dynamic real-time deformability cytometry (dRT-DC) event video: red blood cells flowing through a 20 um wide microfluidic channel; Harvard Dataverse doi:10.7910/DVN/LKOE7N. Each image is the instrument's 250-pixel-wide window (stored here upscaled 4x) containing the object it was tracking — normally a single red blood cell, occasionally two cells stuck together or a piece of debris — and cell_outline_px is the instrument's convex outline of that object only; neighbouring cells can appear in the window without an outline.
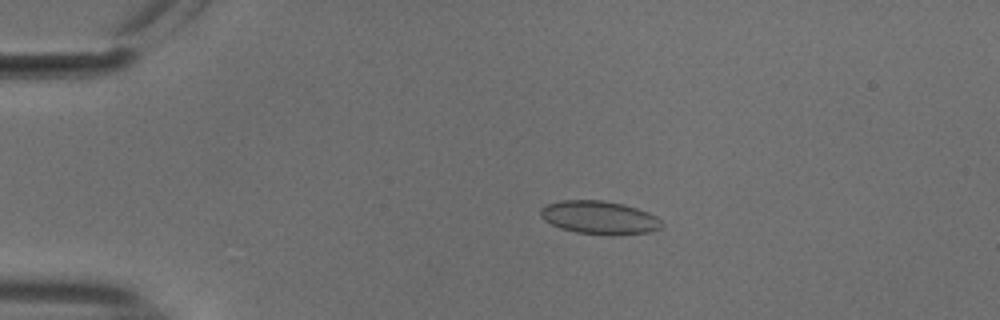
{"species": "common noctule bat (a hibernating species)", "species_latin": "Nyctalus noctula", "temperature_condition": "cold", "stored_images_in_passage": 55, "camera_frame_rate_fps": 3000, "um_per_image_px": 0.085, "animal": {"sex": "male", "body_mass_g": 18.8}, "frame": {"image": 1, "passage_image": 12, "time_ms": 3.667, "image_size_px": [1000, 320], "cell_outline_px": [[664, 224], [660, 228], [648, 232], [612, 236], [608, 236], [576, 232], [560, 228], [544, 220], [540, 216], [540, 208], [548, 204], [560, 200], [604, 200], [624, 204], [648, 212], [656, 216]], "centroid_in_image_um": [50.94, 18.5], "position_along_channel_um": 34.1, "area_um2": 23.7}}
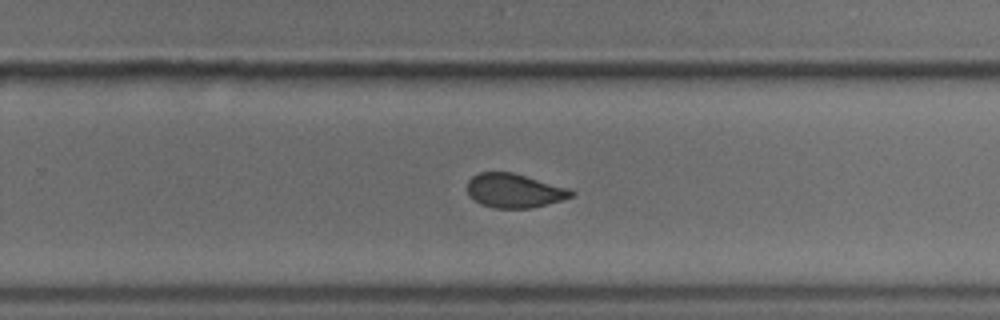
{"frame": {"image": 2, "passage_image": 36, "time_ms": 11.667, "image_size_px": [1000, 320], "cell_outline_px": [[576, 196], [564, 200], [532, 208], [492, 208], [480, 204], [468, 192], [468, 180], [472, 176], [480, 172], [512, 172], [568, 188], [576, 192]], "centroid_in_image_um": [43.76, 16.21], "position_along_channel_um": 286.0, "area_um2": 20.69}}
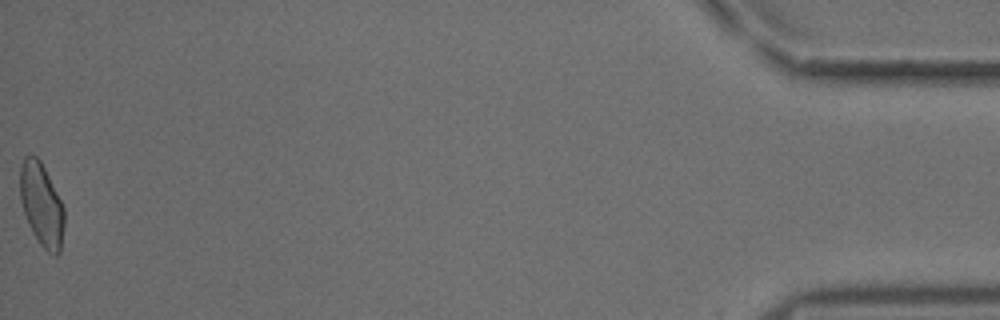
{"frame": {"image": 3, "passage_image": 55, "time_ms": 18.0, "image_size_px": [1000, 320], "cell_outline_px": [[64, 224], [60, 252], [56, 256], [52, 256], [40, 244], [32, 232], [28, 224], [20, 200], [20, 164], [24, 156], [36, 156], [40, 160], [64, 208]], "centroid_in_image_um": [3.52, 17.42], "position_along_channel_um": 431.7, "area_um2": 21.27}, "authors_computed_cell_mechanics": {"area_um2": 21.6172, "velocity_mm_per_s": 3.744, "shape_relaxation_time_tau1_ms": 5.0829, "shape_relaxation_time_tau2_ms": 1.2642, "deformation_change_tau1": 0.0812, "deformation_change_tau2": 0.0396}}